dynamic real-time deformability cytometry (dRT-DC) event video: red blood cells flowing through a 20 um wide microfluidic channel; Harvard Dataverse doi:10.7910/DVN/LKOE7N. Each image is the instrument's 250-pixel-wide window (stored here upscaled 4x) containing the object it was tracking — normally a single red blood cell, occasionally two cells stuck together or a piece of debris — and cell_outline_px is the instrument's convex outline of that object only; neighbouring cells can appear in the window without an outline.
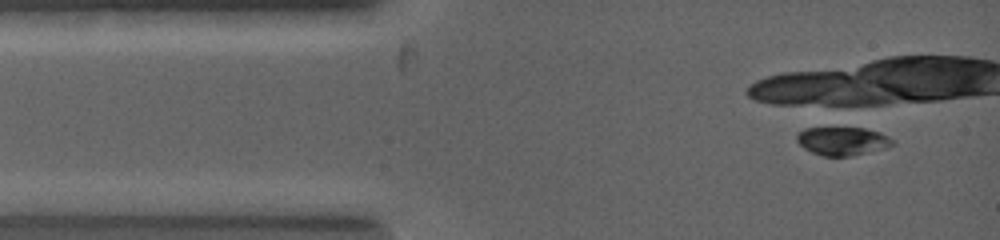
{"species": "common noctule bat (a hibernating species)", "species_latin": "Nyctalus noctula", "temperature_condition": "warm", "stored_images_in_passage": 1, "camera_frame_rate_fps": 5000, "um_per_image_px": 0.085, "animal": {"sex": "female", "body_mass_g": 19.0, "forearm_length_mm": 53.3}, "frame": {"image": 1, "passage_image": 1, "time_ms": 0.0, "image_size_px": [1000, 240], "cell_outline_px": [[892, 144], [884, 148], [848, 156], [824, 156], [812, 152], [804, 148], [796, 140], [796, 136], [804, 128], [864, 128], [880, 132], [888, 136], [892, 140]], "centroid_in_image_um": [71.57, 11.98], "position_along_channel_um": 13.4, "area_um2": 15.49}}